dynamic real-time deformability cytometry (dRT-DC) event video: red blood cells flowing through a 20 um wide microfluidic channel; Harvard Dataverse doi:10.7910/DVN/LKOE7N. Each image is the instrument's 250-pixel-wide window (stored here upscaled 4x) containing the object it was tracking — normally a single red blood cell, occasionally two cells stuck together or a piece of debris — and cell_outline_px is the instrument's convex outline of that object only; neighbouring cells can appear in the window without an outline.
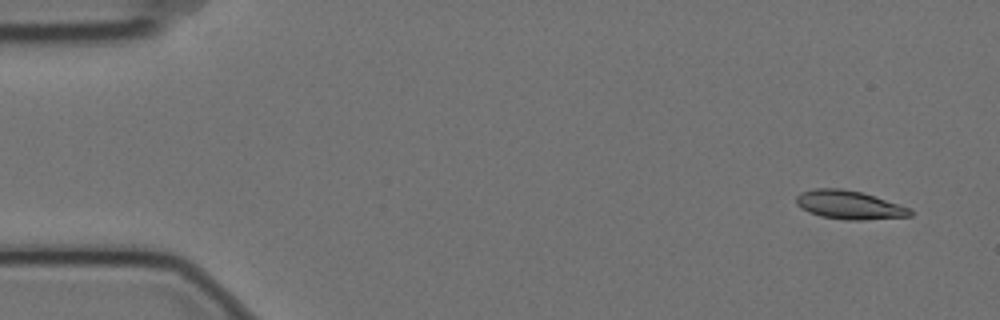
{"species": "Egyptian fruit bat (a non-hibernating species)", "species_latin": "Rousettus aegyptiacus", "temperature_condition": "cold", "stored_images_in_passage": 4, "camera_frame_rate_fps": 3000, "um_per_image_px": 0.085, "animal": {"sex": "female"}, "frame": {"image": 1, "passage_image": 1, "time_ms": 0.0, "image_size_px": [1000, 320], "cell_outline_px": [[912, 216], [860, 220], [848, 220], [820, 216], [808, 212], [800, 208], [796, 204], [796, 196], [800, 192], [812, 188], [840, 188], [860, 192], [908, 208], [912, 212]], "centroid_in_image_um": [72.08, 17.41], "position_along_channel_um": 12.9, "area_um2": 18.73}}
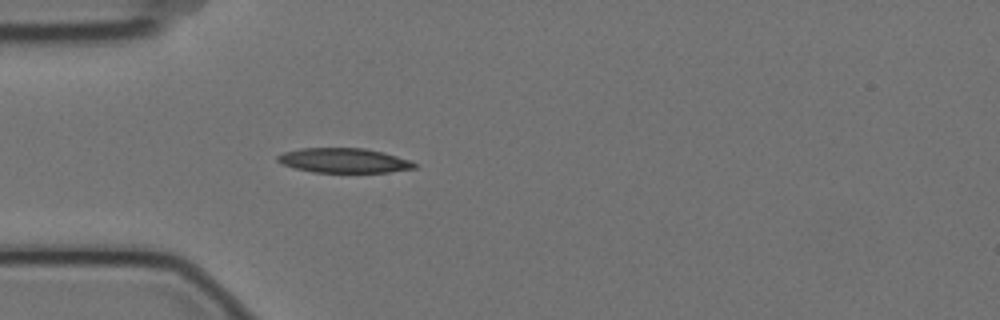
{"frame": {"image": 2, "passage_image": 4, "time_ms": 1.0, "image_size_px": [1000, 320], "cell_outline_px": [[416, 168], [388, 172], [312, 172], [296, 168], [284, 164], [276, 160], [276, 156], [284, 152], [300, 148], [364, 148], [384, 152], [412, 160], [416, 164]], "centroid_in_image_um": [29.26, 13.63], "position_along_channel_um": 55.7, "area_um2": 19.65}}